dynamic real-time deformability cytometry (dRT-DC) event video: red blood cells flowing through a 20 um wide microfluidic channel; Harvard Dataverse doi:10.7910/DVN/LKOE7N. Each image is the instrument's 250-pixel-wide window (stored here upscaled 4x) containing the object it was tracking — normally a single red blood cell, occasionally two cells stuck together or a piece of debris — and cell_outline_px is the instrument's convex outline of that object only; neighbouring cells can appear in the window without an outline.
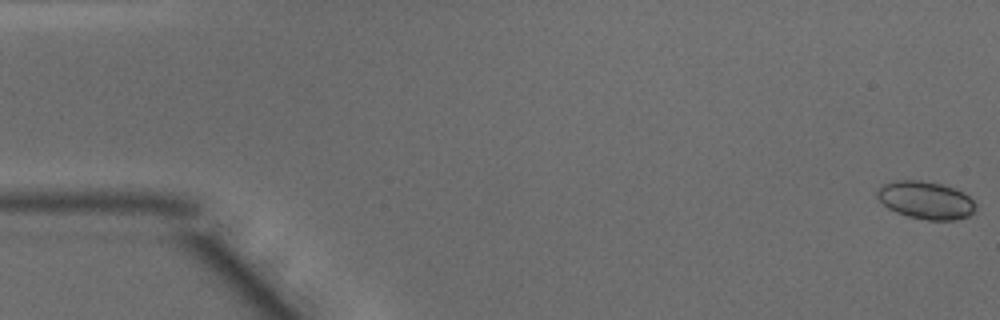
{"species": "common noctule bat (a hibernating species)", "species_latin": "Nyctalus noctula", "temperature_condition": "warm", "stored_images_in_passage": 16, "camera_frame_rate_fps": 3000, "um_per_image_px": 0.085, "animal": {"sex": "male", "body_mass_g": 15.6}, "frame": {"image": 1, "passage_image": 1, "time_ms": 0.0, "image_size_px": [1000, 320], "cell_outline_px": [[976, 208], [968, 216], [956, 220], [928, 220], [908, 216], [896, 212], [888, 208], [876, 196], [876, 188], [892, 180], [920, 180], [940, 184], [964, 192], [976, 204]], "centroid_in_image_um": [78.66, 17.01], "position_along_channel_um": 6.3, "area_um2": 21.62}}
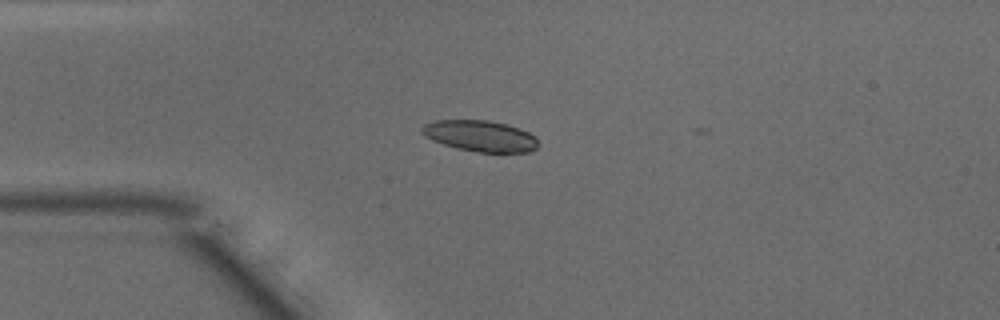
{"frame": {"image": 2, "passage_image": 13, "time_ms": 4.0, "image_size_px": [1000, 320], "cell_outline_px": [[540, 144], [536, 148], [528, 152], [476, 152], [456, 148], [432, 140], [424, 136], [420, 132], [420, 128], [424, 124], [432, 120], [488, 120], [508, 124], [520, 128], [536, 136]], "centroid_in_image_um": [40.82, 11.55], "position_along_channel_um": 44.2, "area_um2": 21.39}}